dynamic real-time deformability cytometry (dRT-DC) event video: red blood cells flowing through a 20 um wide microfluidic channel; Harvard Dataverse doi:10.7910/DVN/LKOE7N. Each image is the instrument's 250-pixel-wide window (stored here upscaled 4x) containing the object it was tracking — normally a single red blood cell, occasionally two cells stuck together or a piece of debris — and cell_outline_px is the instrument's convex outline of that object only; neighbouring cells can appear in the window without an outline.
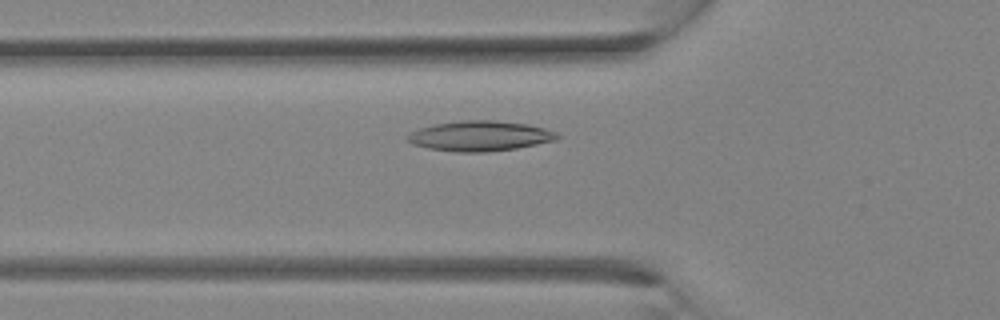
{"species": "Egyptian fruit bat (a non-hibernating species)", "species_latin": "Rousettus aegyptiacus", "temperature_condition": "room temperature", "stored_images_in_passage": 31, "camera_frame_rate_fps": 3000, "um_per_image_px": 0.085, "animal": {"sex": "female"}, "frame": {"image": 1, "passage_image": 10, "time_ms": 3.0, "image_size_px": [1000, 320], "cell_outline_px": [[560, 136], [556, 140], [516, 148], [488, 152], [456, 152], [428, 148], [412, 144], [408, 140], [408, 132], [420, 128], [436, 124], [460, 120], [496, 120], [528, 124], [544, 128], [556, 132]], "centroid_in_image_um": [40.79, 11.55], "position_along_channel_um": 85.0, "area_um2": 26.3}}
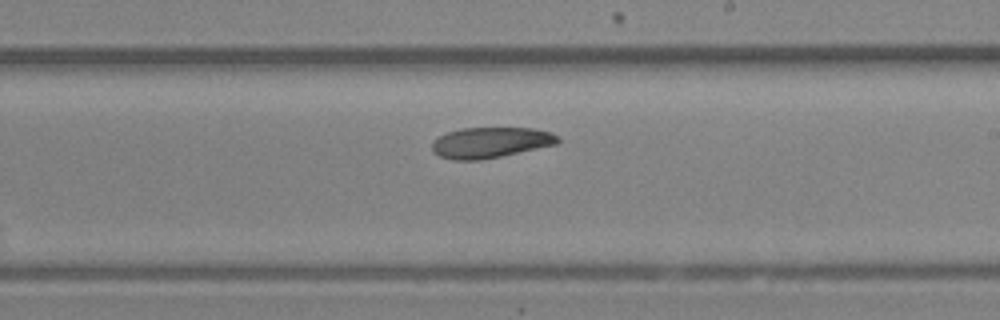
{"frame": {"image": 2, "passage_image": 18, "time_ms": 5.667, "image_size_px": [1000, 320], "cell_outline_px": [[560, 140], [556, 144], [500, 156], [480, 160], [452, 160], [440, 156], [432, 152], [432, 144], [440, 136], [448, 132], [460, 128], [532, 128], [548, 132], [556, 136]], "centroid_in_image_um": [41.64, 12.12], "position_along_channel_um": 247.4, "area_um2": 22.14}}
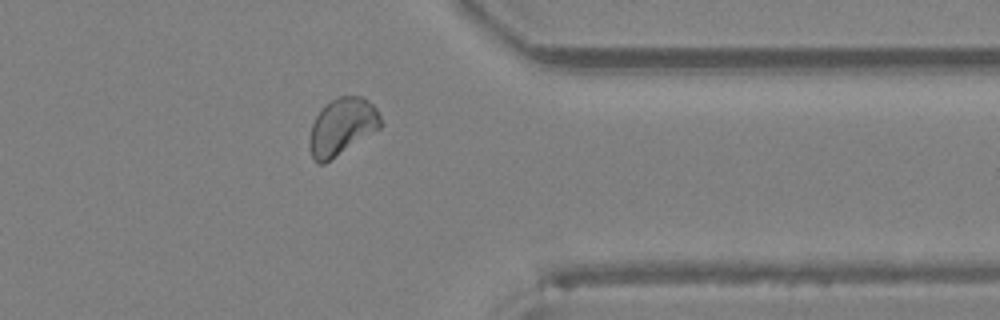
{"frame": {"image": 3, "passage_image": 25, "time_ms": 8.0, "image_size_px": [1000, 320], "cell_outline_px": [[384, 124], [380, 128], [324, 164], [316, 164], [312, 160], [308, 148], [308, 140], [312, 124], [320, 108], [332, 100], [340, 96], [360, 96], [372, 104], [376, 108]], "centroid_in_image_um": [29.03, 10.79], "position_along_channel_um": 382.4, "area_um2": 23.81}}